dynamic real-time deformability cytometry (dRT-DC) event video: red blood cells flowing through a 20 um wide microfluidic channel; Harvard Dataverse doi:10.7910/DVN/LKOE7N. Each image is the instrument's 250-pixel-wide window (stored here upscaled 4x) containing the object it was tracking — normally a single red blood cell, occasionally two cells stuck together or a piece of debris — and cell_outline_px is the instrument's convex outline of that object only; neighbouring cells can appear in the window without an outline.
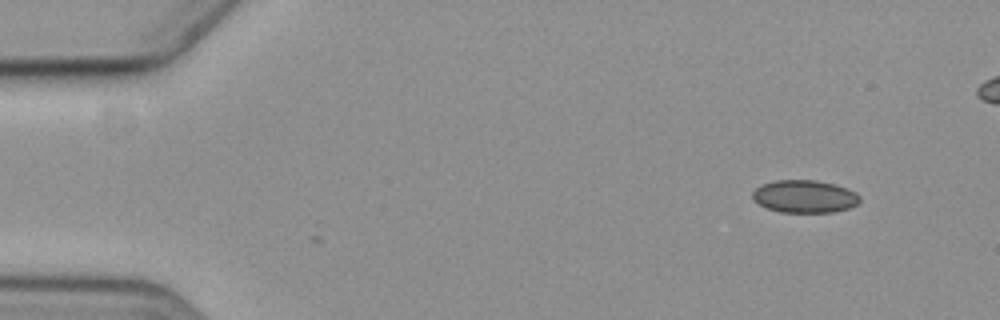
{"species": "common noctule bat (a hibernating species)", "species_latin": "Nyctalus noctula", "temperature_condition": "cold", "stored_images_in_passage": 2, "camera_frame_rate_fps": 3000, "um_per_image_px": 0.085, "animal": {"sex": "female", "body_mass_g": 19.3, "forearm_length_mm": 54.1}, "frame": {"image": 1, "passage_image": 2, "time_ms": 1.0, "image_size_px": [1000, 320], "cell_outline_px": [[860, 200], [856, 204], [848, 208], [832, 212], [780, 212], [768, 208], [752, 200], [752, 192], [756, 188], [764, 184], [776, 180], [816, 180], [832, 184], [856, 192], [860, 196]], "centroid_in_image_um": [68.37, 16.7], "position_along_channel_um": 16.6, "area_um2": 20.17}}